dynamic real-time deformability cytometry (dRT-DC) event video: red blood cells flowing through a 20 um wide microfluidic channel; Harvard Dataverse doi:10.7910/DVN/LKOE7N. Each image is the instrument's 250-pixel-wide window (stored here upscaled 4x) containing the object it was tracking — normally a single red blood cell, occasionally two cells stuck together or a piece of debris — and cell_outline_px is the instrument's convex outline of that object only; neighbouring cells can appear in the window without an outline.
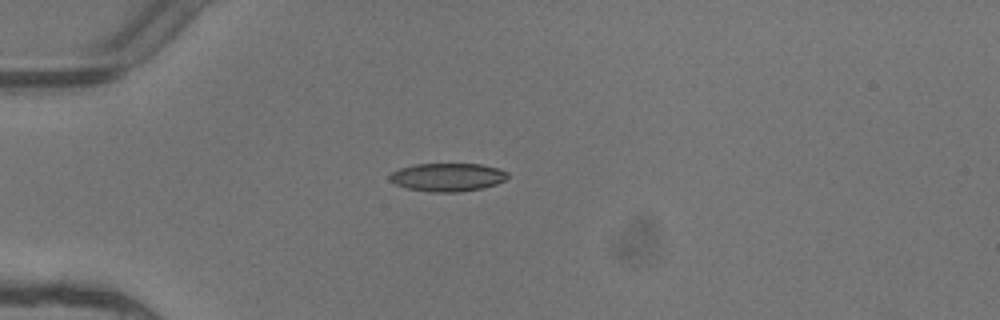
{"species": "common noctule bat (a hibernating species)", "species_latin": "Nyctalus noctula", "temperature_condition": "warm", "stored_images_in_passage": 4, "camera_frame_rate_fps": 3000, "um_per_image_px": 0.085, "animal": {"sex": "female"}, "frame": {"image": 1, "passage_image": 3, "time_ms": 0.667, "image_size_px": [1000, 320], "cell_outline_px": [[508, 176], [504, 180], [496, 184], [480, 188], [460, 192], [432, 192], [408, 188], [396, 184], [388, 180], [388, 176], [392, 172], [400, 168], [416, 164], [480, 164], [500, 168], [508, 172]], "centroid_in_image_um": [38.04, 15.05], "position_along_channel_um": 47.0, "area_um2": 19.36}}